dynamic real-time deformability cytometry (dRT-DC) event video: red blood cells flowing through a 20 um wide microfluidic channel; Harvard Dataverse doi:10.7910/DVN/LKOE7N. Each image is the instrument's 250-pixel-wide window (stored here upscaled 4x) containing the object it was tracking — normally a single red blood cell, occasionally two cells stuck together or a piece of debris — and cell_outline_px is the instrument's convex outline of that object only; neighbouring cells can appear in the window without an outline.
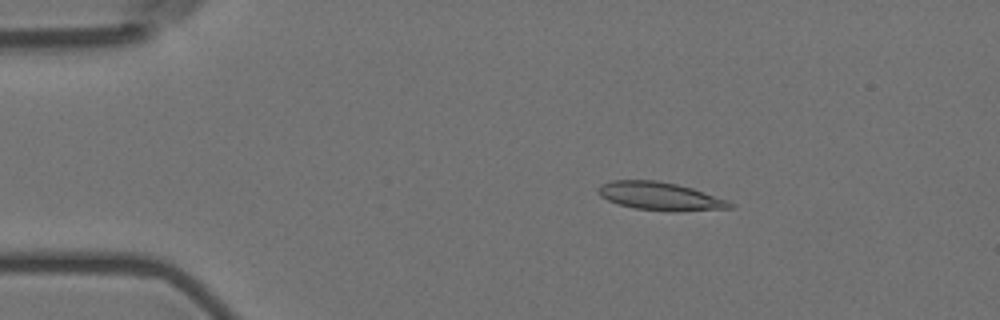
{"species": "Egyptian fruit bat (a non-hibernating species)", "species_latin": "Rousettus aegyptiacus", "temperature_condition": "room temperature", "stored_images_in_passage": 5, "camera_frame_rate_fps": 3000, "um_per_image_px": 0.085, "animal": {"sex": "female"}, "frame": {"image": 1, "passage_image": 3, "time_ms": 0.667, "image_size_px": [1000, 320], "cell_outline_px": [[736, 204], [732, 208], [672, 212], [636, 208], [616, 204], [600, 196], [596, 192], [600, 184], [612, 180], [656, 180], [676, 184], [692, 188], [728, 200]], "centroid_in_image_um": [56.1, 16.68], "position_along_channel_um": 28.9, "area_um2": 21.73}}
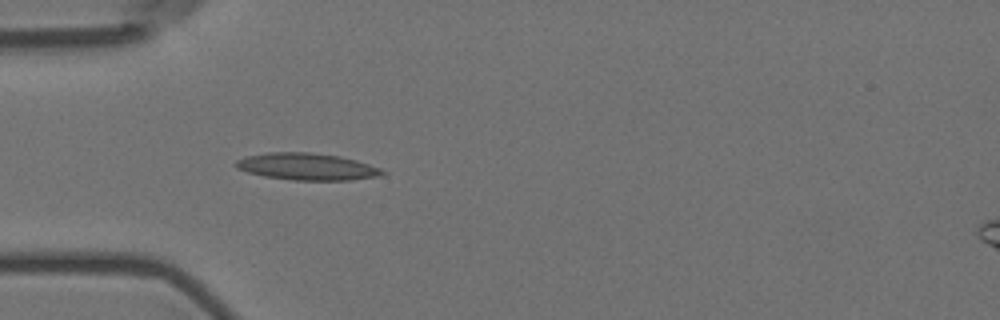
{"frame": {"image": 2, "passage_image": 5, "time_ms": 1.333, "image_size_px": [1000, 320], "cell_outline_px": [[388, 172], [380, 176], [348, 180], [292, 180], [264, 176], [248, 172], [236, 168], [236, 160], [248, 156], [268, 152], [308, 152], [340, 156], [356, 160], [380, 168]], "centroid_in_image_um": [26.11, 14.16], "position_along_channel_um": 58.9, "area_um2": 22.89}}